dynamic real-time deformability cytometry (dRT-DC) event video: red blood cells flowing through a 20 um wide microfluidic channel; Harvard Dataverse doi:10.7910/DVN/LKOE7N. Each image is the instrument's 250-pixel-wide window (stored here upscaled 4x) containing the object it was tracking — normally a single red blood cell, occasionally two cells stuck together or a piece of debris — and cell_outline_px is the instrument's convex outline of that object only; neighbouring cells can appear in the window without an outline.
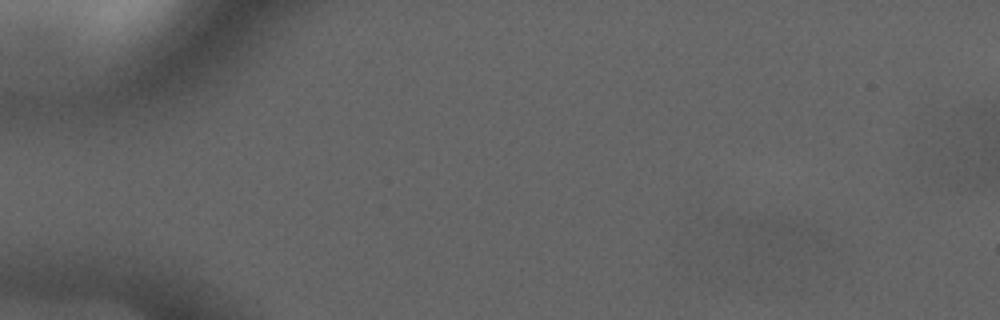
{"species": "common noctule bat (a hibernating species)", "species_latin": "Nyctalus noctula", "temperature_condition": "cold", "stored_images_in_passage": 6, "camera_frame_rate_fps": 3000, "um_per_image_px": 0.085, "animal": {"sex": "male", "forearm_length_mm": 52.5}, "frame": {"image": 1, "passage_image": 2, "time_ms": 1.667, "image_size_px": [1000, 320], "cell_outline_px": [[824, 244], [780, 260], [776, 260], [764, 256], [744, 232], [748, 220], [772, 220], [796, 224], [816, 232]], "centroid_in_image_um": [66.38, 20.25], "position_along_channel_um": 18.6, "area_um2": 15.37}}